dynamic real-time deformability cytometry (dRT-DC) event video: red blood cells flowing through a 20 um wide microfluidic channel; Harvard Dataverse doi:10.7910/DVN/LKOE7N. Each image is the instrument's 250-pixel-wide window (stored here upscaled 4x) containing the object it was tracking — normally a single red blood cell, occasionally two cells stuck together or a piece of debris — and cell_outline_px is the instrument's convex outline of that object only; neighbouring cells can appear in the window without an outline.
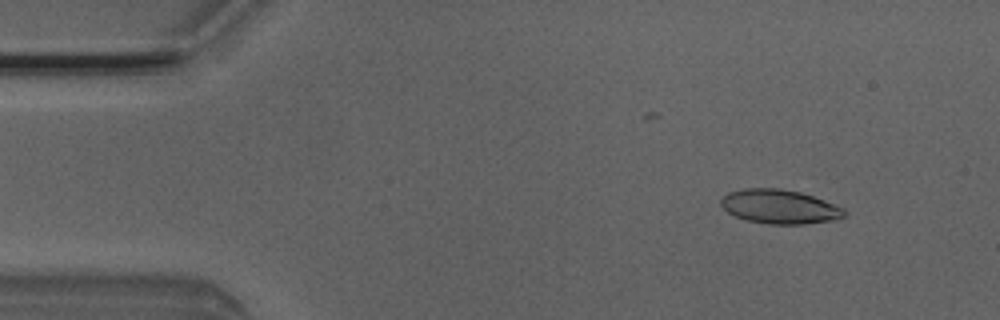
{"species": "Egyptian fruit bat (a non-hibernating species)", "species_latin": "Rousettus aegyptiacus", "temperature_condition": "room temperature", "stored_images_in_passage": 3, "camera_frame_rate_fps": 3000, "um_per_image_px": 0.085, "animal": {"sex": "male"}, "frame": {"image": 1, "passage_image": 1, "time_ms": 0.0, "image_size_px": [1000, 320], "cell_outline_px": [[848, 212], [844, 216], [836, 220], [804, 224], [768, 224], [748, 220], [736, 216], [728, 212], [720, 204], [720, 200], [728, 192], [744, 188], [780, 188], [800, 192], [824, 200], [844, 208]], "centroid_in_image_um": [66.29, 17.56], "position_along_channel_um": 18.7, "area_um2": 24.57}}